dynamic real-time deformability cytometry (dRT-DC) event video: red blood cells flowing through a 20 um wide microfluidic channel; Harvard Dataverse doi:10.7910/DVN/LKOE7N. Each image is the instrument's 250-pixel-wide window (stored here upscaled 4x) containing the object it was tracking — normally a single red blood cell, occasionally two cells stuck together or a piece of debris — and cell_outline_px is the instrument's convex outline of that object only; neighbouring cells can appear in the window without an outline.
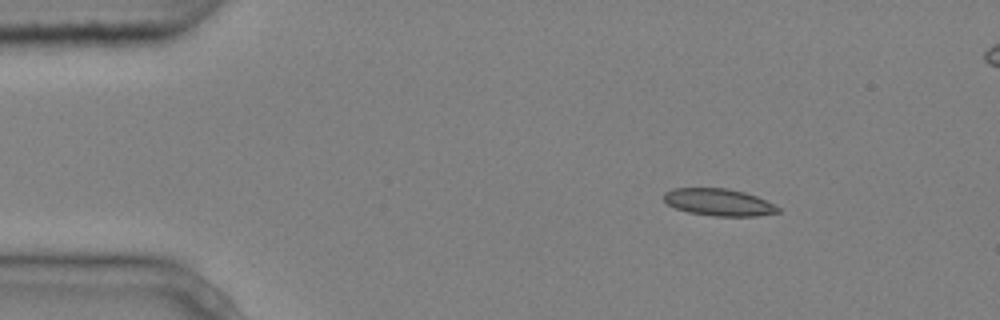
{"species": "common noctule bat (a hibernating species)", "species_latin": "Nyctalus noctula", "temperature_condition": "cold", "stored_images_in_passage": 5, "camera_frame_rate_fps": 3000, "um_per_image_px": 0.085, "animal": {"sex": "male", "body_mass_g": 20.4}, "frame": {"image": 1, "passage_image": 2, "time_ms": 0.333, "image_size_px": [1000, 320], "cell_outline_px": [[780, 212], [756, 216], [716, 216], [688, 212], [676, 208], [668, 204], [664, 200], [664, 192], [672, 188], [728, 188], [744, 192], [756, 196], [780, 208]], "centroid_in_image_um": [61.07, 17.18], "position_along_channel_um": 23.9, "area_um2": 17.92}}
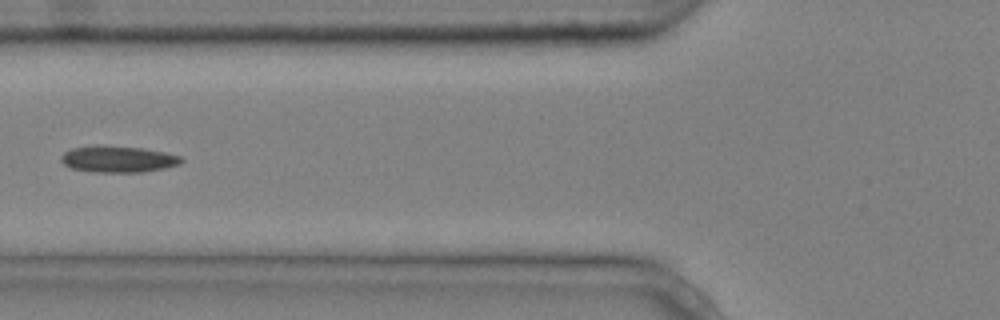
{"frame": {"image": 2, "passage_image": 5, "time_ms": 1.333, "image_size_px": [1000, 320], "cell_outline_px": [[184, 160], [180, 164], [164, 168], [140, 172], [92, 172], [72, 168], [64, 164], [60, 160], [60, 156], [64, 152], [72, 148], [100, 144], [104, 144], [140, 148], [164, 152], [180, 156]], "centroid_in_image_um": [10.0, 13.51], "position_along_channel_um": 115.8, "area_um2": 18.67}}